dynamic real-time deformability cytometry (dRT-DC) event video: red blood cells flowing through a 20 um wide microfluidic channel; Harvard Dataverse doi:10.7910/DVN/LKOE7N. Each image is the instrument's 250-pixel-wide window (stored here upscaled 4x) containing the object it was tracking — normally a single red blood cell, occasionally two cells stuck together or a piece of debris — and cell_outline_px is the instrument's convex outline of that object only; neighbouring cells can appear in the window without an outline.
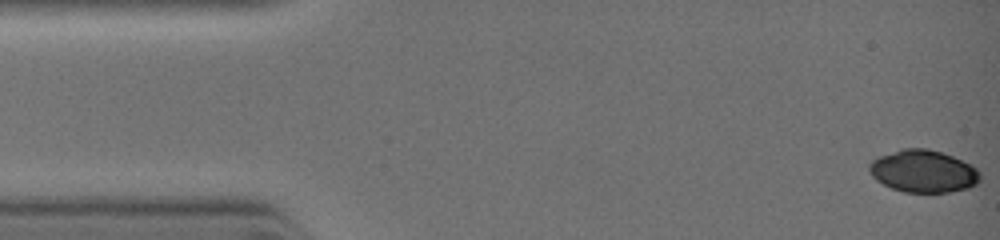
{"species": "common noctule bat (a hibernating species)", "species_latin": "Nyctalus noctula", "temperature_condition": "warm", "stored_images_in_passage": 7, "camera_frame_rate_fps": 3000, "um_per_image_px": 0.085, "animal": {"sex": "female", "body_mass_g": 19.0, "forearm_length_mm": 51.5}, "frame": {"image": 1, "passage_image": 1, "time_ms": 0.0, "image_size_px": [1000, 240], "cell_outline_px": [[980, 180], [976, 184], [968, 188], [948, 192], [904, 192], [892, 188], [876, 180], [872, 176], [868, 168], [872, 160], [880, 156], [904, 148], [928, 148], [952, 156], [976, 168], [980, 172]], "centroid_in_image_um": [78.48, 14.56], "position_along_channel_um": 6.5, "area_um2": 27.11}}
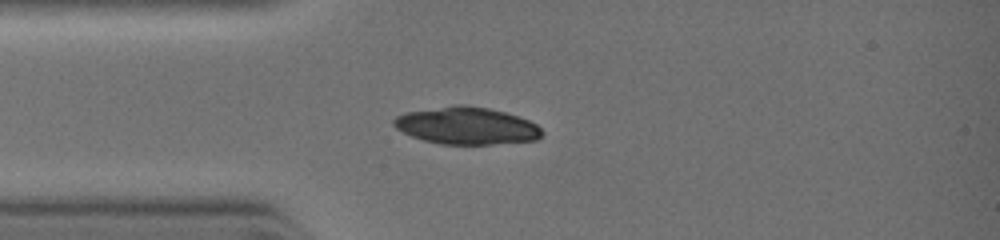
{"frame": {"image": 2, "passage_image": 7, "time_ms": 2.667, "image_size_px": [1000, 240], "cell_outline_px": [[540, 136], [536, 140], [488, 144], [440, 144], [424, 140], [412, 136], [396, 128], [392, 124], [392, 120], [396, 116], [408, 112], [452, 104], [468, 104], [488, 108], [504, 112], [528, 120], [536, 124], [540, 128]], "centroid_in_image_um": [39.61, 10.67], "position_along_channel_um": 45.4, "area_um2": 31.96}}